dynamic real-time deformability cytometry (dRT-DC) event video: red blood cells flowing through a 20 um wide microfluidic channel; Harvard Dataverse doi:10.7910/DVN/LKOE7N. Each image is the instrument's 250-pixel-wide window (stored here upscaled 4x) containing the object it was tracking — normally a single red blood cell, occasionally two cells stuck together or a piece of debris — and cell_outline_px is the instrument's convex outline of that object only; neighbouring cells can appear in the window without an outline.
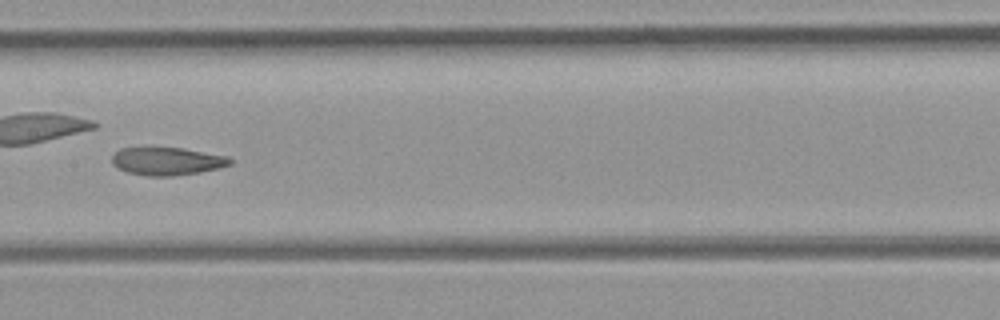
{"species": "common noctule bat (a hibernating species)", "species_latin": "Nyctalus noctula", "temperature_condition": "room temperature", "stored_images_in_passage": 34, "camera_frame_rate_fps": 3000, "um_per_image_px": 0.085, "animal": {"sex": "female", "body_mass_g": 21.9}, "frame": {"image": 1, "passage_image": 10, "time_ms": 3.0, "image_size_px": [1000, 320], "cell_outline_px": [[232, 164], [220, 168], [200, 172], [172, 176], [148, 176], [128, 172], [112, 164], [112, 156], [120, 148], [180, 148], [228, 156], [232, 160]], "centroid_in_image_um": [14.23, 13.71], "position_along_channel_um": 193.2, "area_um2": 19.02}}